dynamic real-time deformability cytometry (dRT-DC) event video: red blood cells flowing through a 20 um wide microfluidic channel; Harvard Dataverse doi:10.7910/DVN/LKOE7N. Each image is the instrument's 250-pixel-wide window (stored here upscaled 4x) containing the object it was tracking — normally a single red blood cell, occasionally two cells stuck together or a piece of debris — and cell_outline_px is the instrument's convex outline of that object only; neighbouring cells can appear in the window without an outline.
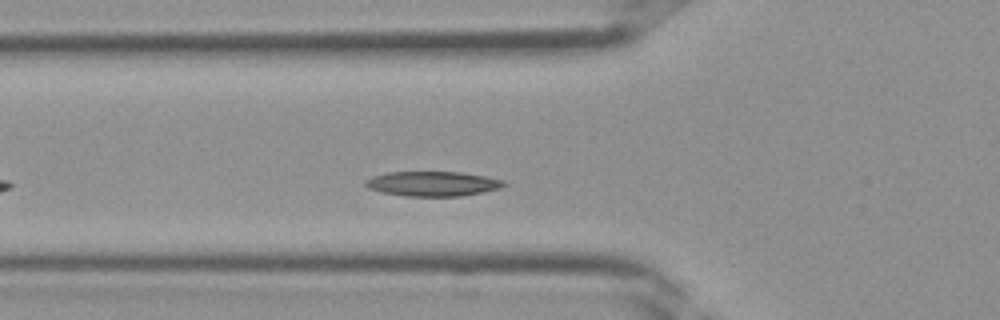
{"species": "Egyptian fruit bat (a non-hibernating species)", "species_latin": "Rousettus aegyptiacus", "temperature_condition": "room temperature", "stored_images_in_passage": 20, "camera_frame_rate_fps": 3000, "um_per_image_px": 0.085, "frame": {"image": 1, "passage_image": 5, "time_ms": 1.333, "image_size_px": [1000, 320], "cell_outline_px": [[508, 184], [500, 188], [460, 196], [404, 196], [380, 192], [368, 188], [364, 184], [364, 180], [372, 176], [388, 172], [460, 172], [484, 176], [504, 180]], "centroid_in_image_um": [36.73, 15.61], "position_along_channel_um": 89.1, "area_um2": 20.0}}
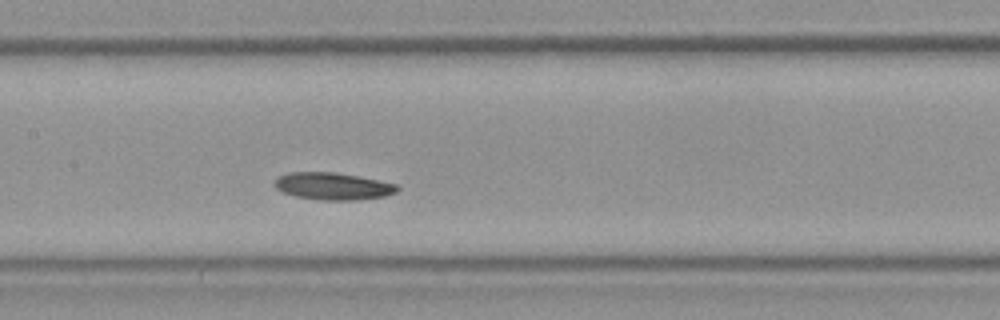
{"frame": {"image": 2, "passage_image": 10, "time_ms": 3.0, "image_size_px": [1000, 320], "cell_outline_px": [[400, 188], [396, 192], [384, 196], [352, 200], [324, 200], [296, 196], [284, 192], [276, 188], [272, 184], [280, 176], [288, 172], [332, 172], [356, 176], [396, 184]], "centroid_in_image_um": [28.27, 15.82], "position_along_channel_um": 179.1, "area_um2": 19.07}}
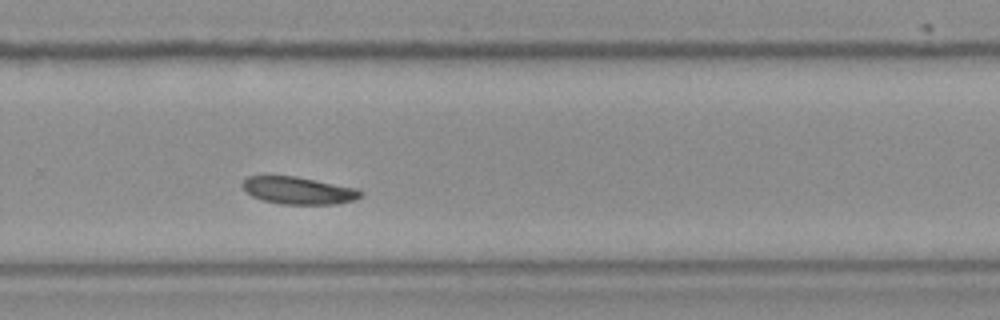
{"frame": {"image": 3, "passage_image": 17, "time_ms": 5.333, "image_size_px": [1000, 320], "cell_outline_px": [[364, 192], [360, 196], [352, 200], [336, 204], [280, 204], [260, 200], [252, 196], [240, 184], [248, 176], [296, 176], [356, 188]], "centroid_in_image_um": [25.34, 16.19], "position_along_channel_um": 304.5, "area_um2": 18.73}}